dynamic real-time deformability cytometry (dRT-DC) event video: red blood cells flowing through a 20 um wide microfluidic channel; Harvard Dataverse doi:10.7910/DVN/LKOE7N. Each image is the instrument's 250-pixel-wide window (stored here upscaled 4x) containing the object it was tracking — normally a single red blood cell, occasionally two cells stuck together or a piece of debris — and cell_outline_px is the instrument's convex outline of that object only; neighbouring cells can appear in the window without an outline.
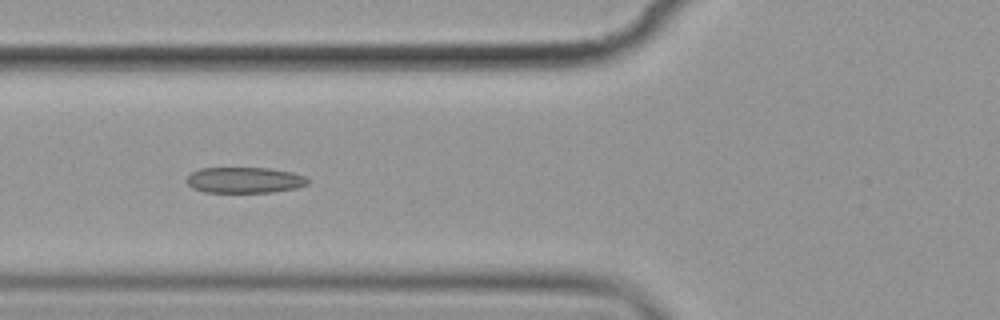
{"species": "common noctule bat (a hibernating species)", "species_latin": "Nyctalus noctula", "temperature_condition": "cold", "stored_images_in_passage": 7, "camera_frame_rate_fps": 3000, "um_per_image_px": 0.085, "animal": {"sex": "female", "body_mass_g": 19.9}, "frame": {"image": 1, "passage_image": 6, "time_ms": 6.0, "image_size_px": [1000, 320], "cell_outline_px": [[312, 180], [308, 184], [296, 188], [272, 192], [204, 192], [192, 188], [188, 184], [188, 176], [192, 172], [200, 168], [268, 168], [292, 172], [304, 176]], "centroid_in_image_um": [20.82, 15.31], "position_along_channel_um": 105.0, "area_um2": 18.26}}
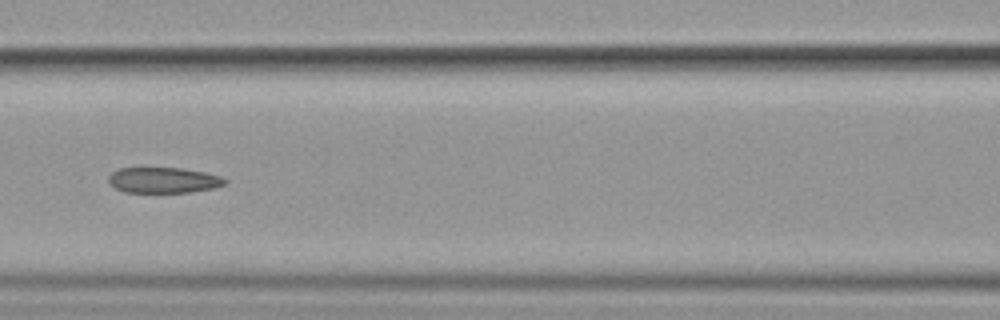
{"frame": {"image": 2, "passage_image": 7, "time_ms": 7.333, "image_size_px": [1000, 320], "cell_outline_px": [[228, 180], [224, 184], [216, 188], [188, 192], [124, 192], [108, 184], [108, 176], [112, 172], [120, 168], [180, 168], [204, 172], [220, 176]], "centroid_in_image_um": [13.88, 15.31], "position_along_channel_um": 152.7, "area_um2": 17.4}}